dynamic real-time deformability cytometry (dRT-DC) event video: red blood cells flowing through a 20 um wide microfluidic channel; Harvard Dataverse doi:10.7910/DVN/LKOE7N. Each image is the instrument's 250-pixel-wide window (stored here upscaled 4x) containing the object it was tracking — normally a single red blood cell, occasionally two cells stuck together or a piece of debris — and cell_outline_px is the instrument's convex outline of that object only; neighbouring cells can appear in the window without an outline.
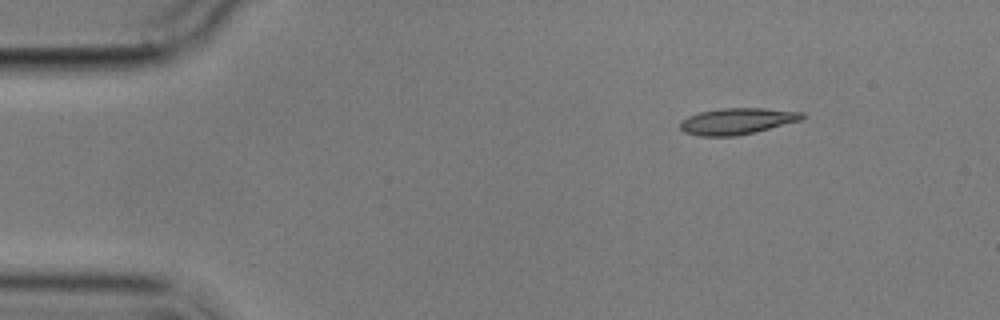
{"species": "common noctule bat (a hibernating species)", "species_latin": "Nyctalus noctula", "temperature_condition": "cold", "stored_images_in_passage": 8, "camera_frame_rate_fps": 3000, "um_per_image_px": 0.085, "animal": {"sex": "male", "body_mass_g": 17.9}, "frame": {"image": 1, "passage_image": 1, "time_ms": 0.0, "image_size_px": [1000, 320], "cell_outline_px": [[808, 116], [800, 120], [736, 136], [700, 136], [684, 132], [680, 128], [680, 120], [688, 116], [700, 112], [720, 108], [764, 108], [804, 112]], "centroid_in_image_um": [62.63, 10.29], "position_along_channel_um": 22.4, "area_um2": 18.61}}
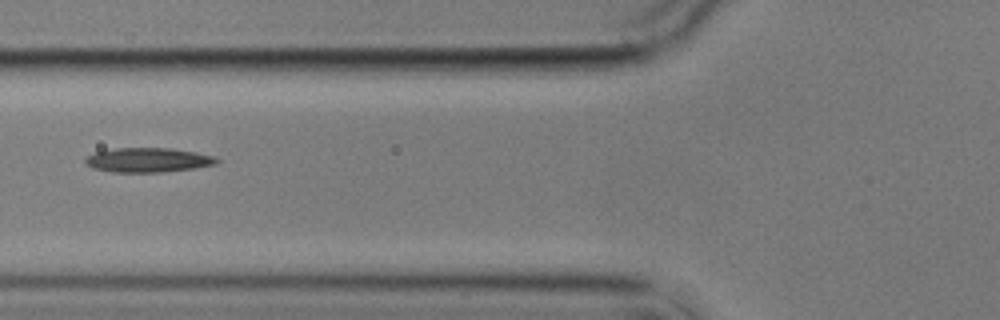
{"frame": {"image": 2, "passage_image": 5, "time_ms": 4.667, "image_size_px": [1000, 320], "cell_outline_px": [[220, 160], [216, 164], [192, 168], [160, 172], [112, 172], [92, 168], [84, 160], [88, 156], [96, 152], [116, 148], [168, 148], [196, 152], [216, 156]], "centroid_in_image_um": [12.6, 13.6], "position_along_channel_um": 113.2, "area_um2": 18.55}}
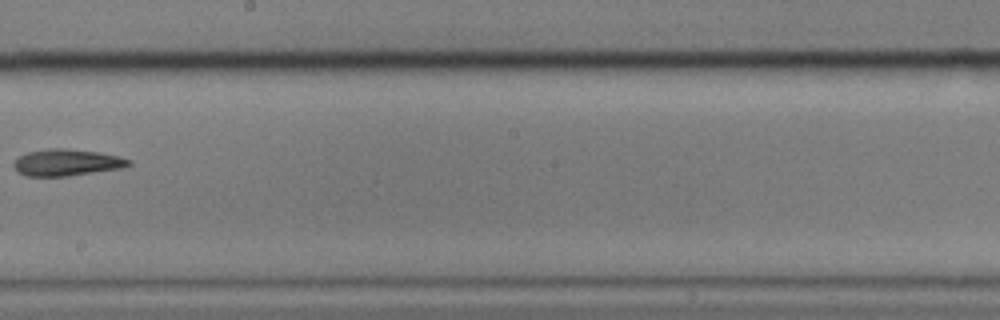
{"frame": {"image": 3, "passage_image": 8, "time_ms": 8.333, "image_size_px": [1000, 320], "cell_outline_px": [[132, 164], [124, 168], [68, 176], [24, 176], [16, 172], [12, 164], [20, 156], [28, 152], [48, 148], [60, 148], [100, 152], [132, 160]], "centroid_in_image_um": [5.67, 13.82], "position_along_channel_um": 242.5, "area_um2": 17.98}}